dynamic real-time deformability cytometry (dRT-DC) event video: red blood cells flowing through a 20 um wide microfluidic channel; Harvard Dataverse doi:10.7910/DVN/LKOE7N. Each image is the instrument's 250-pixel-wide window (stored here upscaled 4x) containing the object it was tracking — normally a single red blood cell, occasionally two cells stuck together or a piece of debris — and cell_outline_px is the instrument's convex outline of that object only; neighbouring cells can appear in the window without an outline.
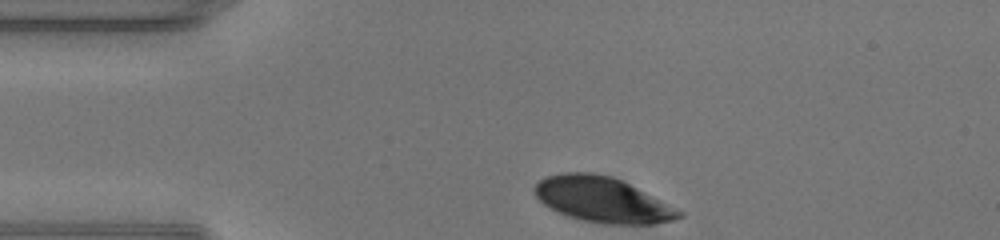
{"species": "human", "species_latin": "Homo sapiens", "temperature_condition": "warm", "stored_images_in_passage": 30, "camera_frame_rate_fps": 3000, "um_per_image_px": 0.085, "donor": {"sex": "male"}, "frame": {"image": 1, "passage_image": 1, "time_ms": 0.0, "image_size_px": [1000, 240], "cell_outline_px": [[684, 216], [672, 220], [656, 224], [600, 224], [580, 220], [568, 216], [544, 204], [532, 192], [532, 188], [540, 180], [548, 176], [564, 172], [592, 172], [612, 176], [684, 212]], "centroid_in_image_um": [51.18, 16.98], "position_along_channel_um": 33.8, "area_um2": 37.86}}
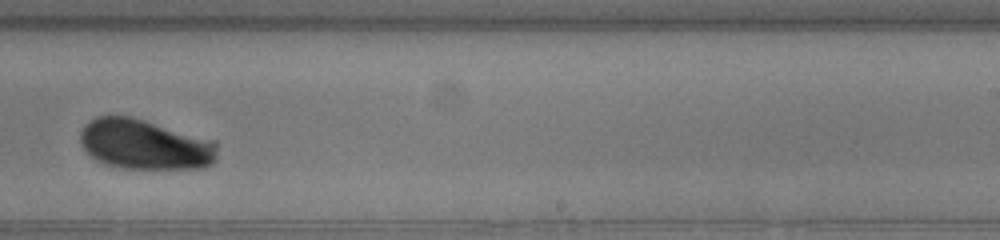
{"frame": {"image": 2, "passage_image": 21, "time_ms": 6.667, "image_size_px": [1000, 240], "cell_outline_px": [[216, 160], [212, 164], [204, 168], [120, 168], [104, 164], [88, 156], [80, 144], [80, 132], [84, 124], [88, 120], [96, 116], [132, 116], [216, 140]], "centroid_in_image_um": [12.28, 12.27], "position_along_channel_um": 276.7, "area_um2": 40.69}}
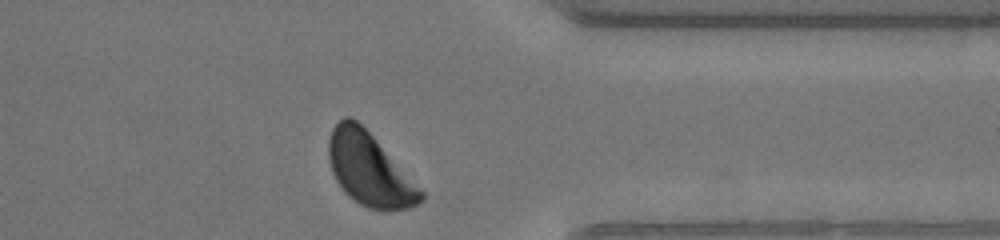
{"frame": {"image": 3, "passage_image": 29, "time_ms": 9.333, "image_size_px": [1000, 240], "cell_outline_px": [[424, 200], [408, 208], [384, 212], [368, 208], [360, 204], [348, 196], [344, 192], [336, 180], [332, 172], [328, 160], [328, 140], [332, 128], [344, 116], [348, 116], [356, 120], [372, 136], [424, 192]], "centroid_in_image_um": [31.37, 14.44], "position_along_channel_um": 380.0, "area_um2": 38.73}, "authors_computed_cell_mechanics": {"area_um2": 40.8068, "velocity_mm_per_s": 4.2683, "shape_relaxation_time_tau1_ms": 3.075, "shape_relaxation_time_tau2_ms": null, "deformation_change_tau1": 0.1285, "deformation_change_tau2": null}}